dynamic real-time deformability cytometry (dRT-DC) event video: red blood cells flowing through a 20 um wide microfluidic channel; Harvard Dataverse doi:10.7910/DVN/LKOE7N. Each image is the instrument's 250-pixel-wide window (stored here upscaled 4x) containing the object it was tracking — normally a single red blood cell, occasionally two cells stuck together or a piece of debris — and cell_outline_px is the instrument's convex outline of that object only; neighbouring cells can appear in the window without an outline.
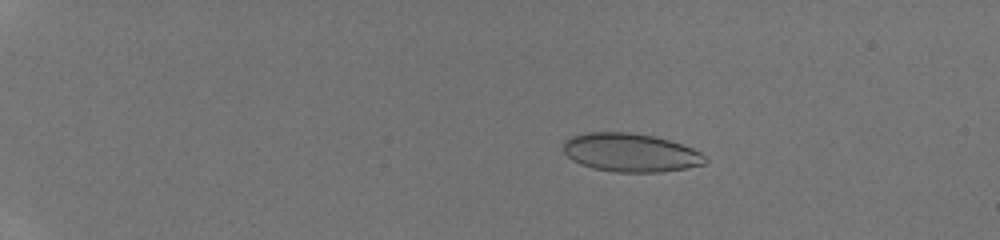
{"species": "human", "species_latin": "Homo sapiens", "temperature_condition": "room temperature", "stored_images_in_passage": 48, "camera_frame_rate_fps": 3000, "um_per_image_px": 0.085, "donor": {"sex": "male"}, "frame": {"image": 1, "passage_image": 11, "time_ms": 3.333, "image_size_px": [1000, 240], "cell_outline_px": [[708, 160], [704, 164], [688, 168], [660, 172], [616, 172], [592, 168], [580, 164], [572, 160], [564, 152], [564, 140], [572, 136], [584, 132], [632, 132], [652, 136], [668, 140], [692, 148], [700, 152]], "centroid_in_image_um": [53.58, 12.97], "position_along_channel_um": 31.4, "area_um2": 31.85}}
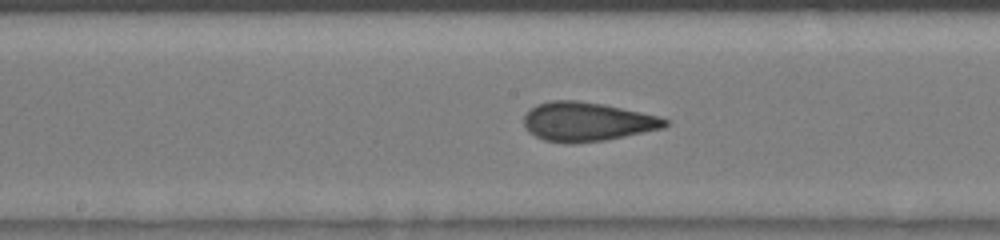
{"frame": {"image": 2, "passage_image": 29, "time_ms": 9.333, "image_size_px": [1000, 240], "cell_outline_px": [[668, 124], [664, 128], [604, 140], [572, 144], [564, 144], [544, 140], [528, 132], [524, 124], [524, 116], [536, 104], [552, 100], [576, 100], [604, 104], [660, 116], [668, 120]], "centroid_in_image_um": [49.89, 10.35], "position_along_channel_um": 198.3, "area_um2": 32.19}}
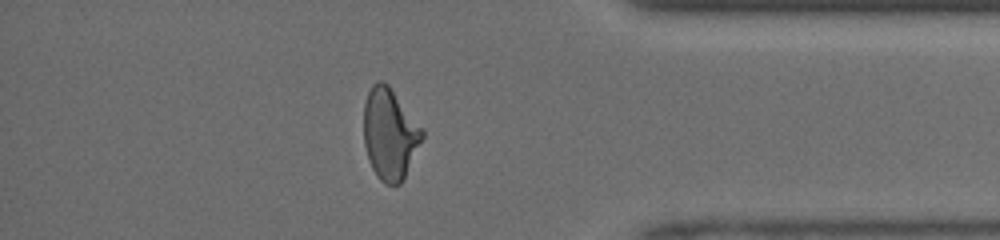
{"frame": {"image": 3, "passage_image": 43, "time_ms": 14.0, "image_size_px": [1000, 240], "cell_outline_px": [[424, 136], [400, 184], [384, 184], [376, 176], [368, 160], [364, 144], [364, 104], [368, 92], [372, 84], [376, 80], [380, 80], [388, 84], [424, 132]], "centroid_in_image_um": [33.09, 11.39], "position_along_channel_um": 402.1, "area_um2": 30.63}}